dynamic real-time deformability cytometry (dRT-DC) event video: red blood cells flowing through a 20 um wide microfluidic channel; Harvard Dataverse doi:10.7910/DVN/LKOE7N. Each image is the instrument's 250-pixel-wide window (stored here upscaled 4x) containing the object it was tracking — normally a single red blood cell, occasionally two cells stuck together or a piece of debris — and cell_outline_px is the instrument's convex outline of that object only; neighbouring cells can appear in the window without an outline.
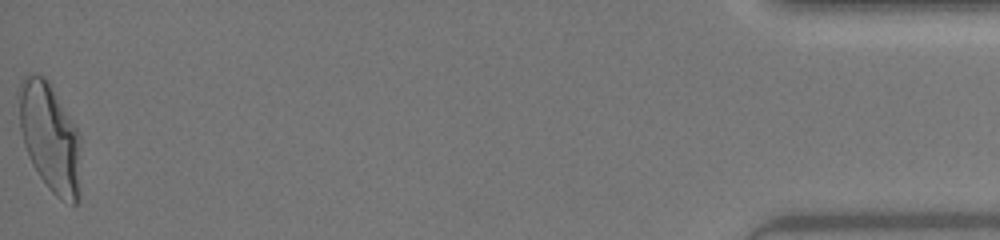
{"species": "human", "species_latin": "Homo sapiens", "temperature_condition": "warm", "stored_images_in_passage": 35, "camera_frame_rate_fps": 3000, "um_per_image_px": 0.085, "donor": {"sex": "female"}, "frame": {"image": 1, "passage_image": 35, "time_ms": 11.333, "image_size_px": [1000, 240], "cell_outline_px": [[80, 196], [76, 204], [72, 204], [60, 200], [48, 188], [32, 164], [28, 156], [24, 144], [20, 128], [16, 92], [20, 80], [28, 72], [32, 72], [44, 76], [52, 84], [76, 128], [80, 136]], "centroid_in_image_um": [4.22, 11.62], "position_along_channel_um": 431.0, "area_um2": 40.23}, "authors_computed_cell_mechanics": {"area_um2": 35.0268, "velocity_mm_per_s": 4.3624, "shape_relaxation_time_tau1_ms": 4.2016, "shape_relaxation_time_tau2_ms": 0.9545, "deformation_change_tau1": 0.2212, "deformation_change_tau2": 0.0876}}